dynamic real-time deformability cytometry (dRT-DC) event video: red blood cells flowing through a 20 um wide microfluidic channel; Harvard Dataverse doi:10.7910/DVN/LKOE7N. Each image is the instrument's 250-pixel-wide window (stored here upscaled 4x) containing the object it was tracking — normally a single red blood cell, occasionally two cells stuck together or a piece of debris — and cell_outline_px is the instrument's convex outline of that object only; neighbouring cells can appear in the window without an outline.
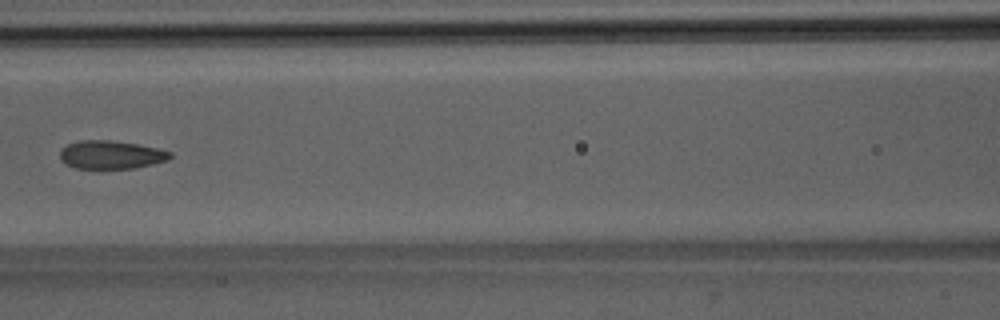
{"species": "Egyptian fruit bat (a non-hibernating species)", "species_latin": "Rousettus aegyptiacus", "temperature_condition": "room temperature", "stored_images_in_passage": 6, "camera_frame_rate_fps": 3000, "um_per_image_px": 0.085, "animal": {"sex": "male"}, "frame": {"image": 1, "passage_image": 6, "time_ms": 6.667, "image_size_px": [1000, 320], "cell_outline_px": [[172, 156], [168, 160], [136, 168], [76, 168], [64, 164], [60, 160], [60, 148], [68, 144], [80, 140], [112, 140], [136, 144], [156, 148], [172, 152]], "centroid_in_image_um": [9.4, 13.15], "position_along_channel_um": 157.2, "area_um2": 18.21}}